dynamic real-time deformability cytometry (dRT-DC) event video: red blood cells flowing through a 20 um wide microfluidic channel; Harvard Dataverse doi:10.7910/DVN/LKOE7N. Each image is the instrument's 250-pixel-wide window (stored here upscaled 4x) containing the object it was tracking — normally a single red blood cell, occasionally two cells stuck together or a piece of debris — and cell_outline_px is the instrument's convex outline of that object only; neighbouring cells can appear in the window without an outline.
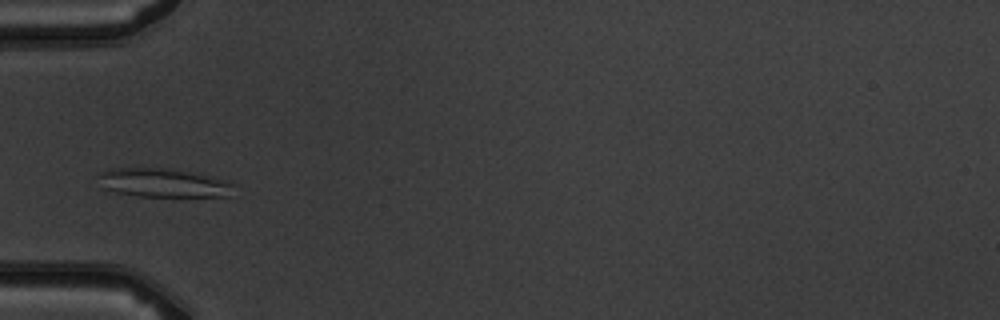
{"species": "common noctule bat (a hibernating species)", "species_latin": "Nyctalus noctula", "temperature_condition": "warm", "stored_images_in_passage": 3, "camera_frame_rate_fps": 3000, "um_per_image_px": 0.085, "animal": {"sex": "male", "body_mass_g": 19.5, "forearm_length_mm": 54.6}, "frame": {"image": 1, "passage_image": 3, "time_ms": 3.0, "image_size_px": [1000, 320], "cell_outline_px": [[236, 184], [232, 196], [140, 196], [116, 192], [104, 188], [100, 176], [100, 172], [108, 168], [164, 168], [228, 180]], "centroid_in_image_um": [13.94, 15.55], "position_along_channel_um": 71.1, "area_um2": 22.37}}